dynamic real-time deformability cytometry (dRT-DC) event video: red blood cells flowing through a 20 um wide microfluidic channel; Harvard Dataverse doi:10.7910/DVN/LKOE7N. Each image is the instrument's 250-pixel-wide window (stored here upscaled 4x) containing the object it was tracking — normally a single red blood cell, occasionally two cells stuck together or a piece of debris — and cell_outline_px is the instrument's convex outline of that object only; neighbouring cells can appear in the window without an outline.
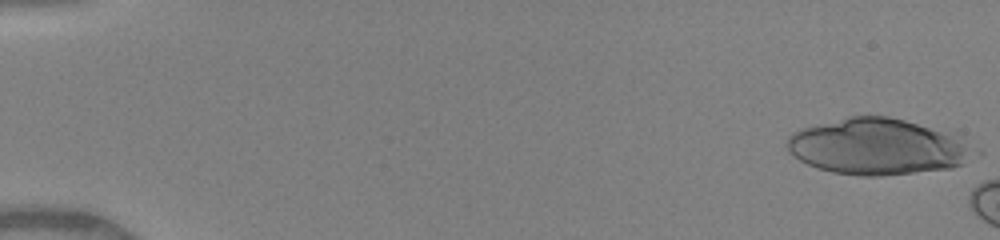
{"species": "human", "species_latin": "Homo sapiens", "temperature_condition": "warm", "stored_images_in_passage": 10, "camera_frame_rate_fps": 3000, "um_per_image_px": 0.085, "donor": {"sex": "female"}, "frame": {"image": 1, "passage_image": 1, "time_ms": 0.0, "image_size_px": [1000, 240], "cell_outline_px": [[972, 152], [964, 164], [952, 168], [880, 176], [860, 176], [832, 172], [816, 168], [800, 160], [788, 152], [784, 144], [788, 136], [792, 132], [800, 128], [848, 116], [888, 116], [956, 132], [960, 136]], "centroid_in_image_um": [74.54, 12.45], "position_along_channel_um": 10.5, "area_um2": 61.5}}